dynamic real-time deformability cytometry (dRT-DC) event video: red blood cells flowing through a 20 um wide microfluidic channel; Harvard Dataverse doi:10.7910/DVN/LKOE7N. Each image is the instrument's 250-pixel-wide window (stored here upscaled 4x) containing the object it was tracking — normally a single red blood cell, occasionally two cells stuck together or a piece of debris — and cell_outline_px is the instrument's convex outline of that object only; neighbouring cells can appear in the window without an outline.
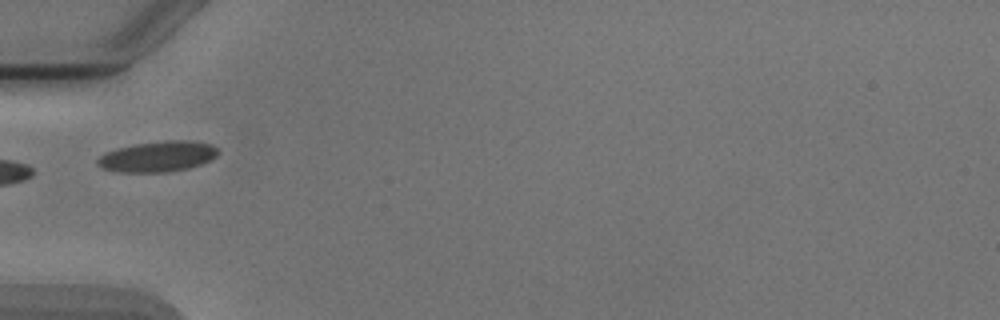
{"species": "Egyptian fruit bat (a non-hibernating species)", "species_latin": "Rousettus aegyptiacus", "temperature_condition": "cold", "stored_images_in_passage": 3, "camera_frame_rate_fps": 3000, "um_per_image_px": 0.085, "animal": {"sex": "male"}, "frame": {"image": 1, "passage_image": 3, "time_ms": 2.333, "image_size_px": [1000, 320], "cell_outline_px": [[220, 152], [212, 160], [188, 168], [168, 172], [120, 172], [104, 168], [96, 164], [96, 160], [104, 152], [116, 148], [136, 144], [164, 140], [192, 140], [212, 144]], "centroid_in_image_um": [13.43, 13.29], "position_along_channel_um": 71.6, "area_um2": 21.68}}